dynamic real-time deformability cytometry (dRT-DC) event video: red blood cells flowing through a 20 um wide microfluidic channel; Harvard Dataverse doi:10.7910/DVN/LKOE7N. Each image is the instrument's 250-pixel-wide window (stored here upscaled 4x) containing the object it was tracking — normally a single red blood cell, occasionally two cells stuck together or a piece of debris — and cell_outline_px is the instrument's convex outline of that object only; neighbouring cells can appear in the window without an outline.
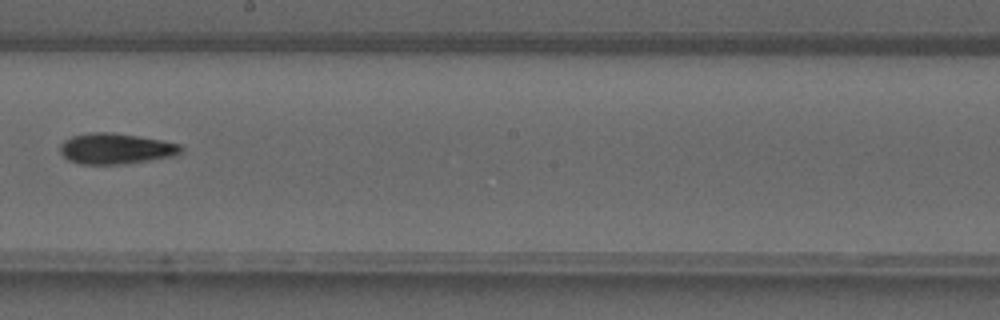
{"species": "common noctule bat (a hibernating species)", "species_latin": "Nyctalus noctula", "temperature_condition": "warm", "stored_images_in_passage": 39, "camera_frame_rate_fps": 3000, "um_per_image_px": 0.085, "animal": {"sex": "male", "forearm_length_mm": 52.5}, "frame": {"image": 1, "passage_image": 23, "time_ms": 7.333, "image_size_px": [1000, 320], "cell_outline_px": [[184, 152], [176, 156], [124, 164], [80, 164], [68, 160], [60, 152], [60, 144], [64, 140], [72, 136], [88, 132], [112, 132], [160, 140], [180, 144], [184, 148]], "centroid_in_image_um": [9.86, 12.64], "position_along_channel_um": 238.3, "area_um2": 21.85}}